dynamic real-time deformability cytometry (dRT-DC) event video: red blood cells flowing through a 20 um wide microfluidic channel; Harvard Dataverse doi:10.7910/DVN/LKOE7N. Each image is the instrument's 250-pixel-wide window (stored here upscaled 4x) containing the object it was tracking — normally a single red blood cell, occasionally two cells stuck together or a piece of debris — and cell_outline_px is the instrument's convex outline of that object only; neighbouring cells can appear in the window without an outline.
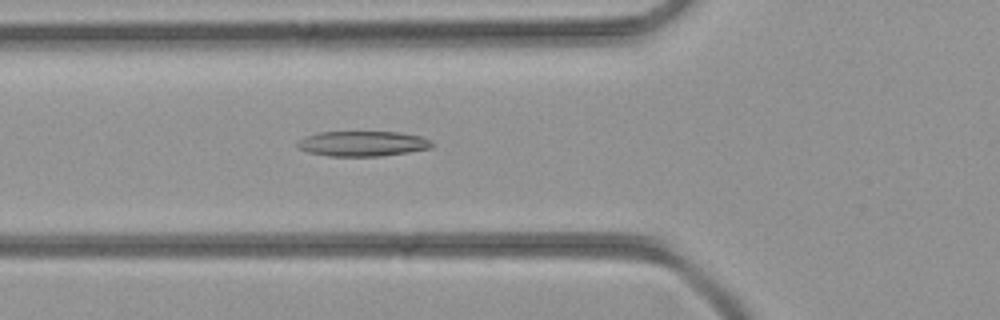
{"species": "common noctule bat (a hibernating species)", "species_latin": "Nyctalus noctula", "temperature_condition": "room temperature", "stored_images_in_passage": 38, "camera_frame_rate_fps": 3000, "um_per_image_px": 0.085, "animal": {"sex": "female", "body_mass_g": 21.9}, "frame": {"image": 1, "passage_image": 15, "time_ms": 4.667, "image_size_px": [1000, 320], "cell_outline_px": [[436, 144], [432, 148], [408, 152], [380, 156], [328, 156], [308, 152], [296, 148], [296, 144], [300, 140], [308, 136], [320, 132], [400, 132], [420, 136], [432, 140]], "centroid_in_image_um": [30.87, 12.21], "position_along_channel_um": 94.9, "area_um2": 19.83}}
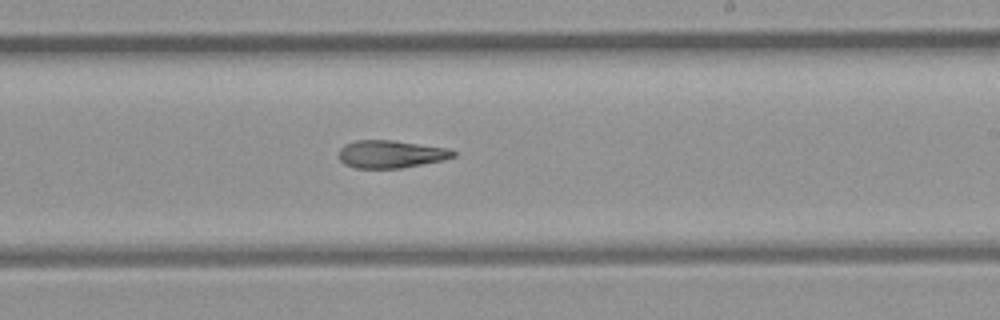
{"frame": {"image": 2, "passage_image": 25, "time_ms": 8.0, "image_size_px": [1000, 320], "cell_outline_px": [[456, 156], [444, 160], [400, 168], [356, 168], [344, 164], [340, 160], [340, 148], [344, 144], [356, 140], [392, 140], [448, 148], [456, 152]], "centroid_in_image_um": [33.23, 13.1], "position_along_channel_um": 255.8, "area_um2": 18.44}}
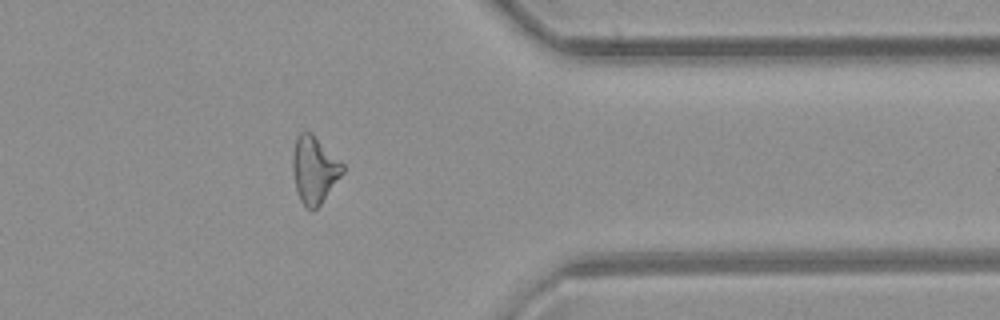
{"frame": {"image": 3, "passage_image": 34, "time_ms": 11.0, "image_size_px": [1000, 320], "cell_outline_px": [[344, 172], [320, 204], [316, 208], [308, 208], [300, 200], [296, 188], [292, 172], [292, 156], [296, 140], [300, 132], [312, 132], [344, 164]], "centroid_in_image_um": [26.72, 14.39], "position_along_channel_um": 384.7, "area_um2": 19.31}}